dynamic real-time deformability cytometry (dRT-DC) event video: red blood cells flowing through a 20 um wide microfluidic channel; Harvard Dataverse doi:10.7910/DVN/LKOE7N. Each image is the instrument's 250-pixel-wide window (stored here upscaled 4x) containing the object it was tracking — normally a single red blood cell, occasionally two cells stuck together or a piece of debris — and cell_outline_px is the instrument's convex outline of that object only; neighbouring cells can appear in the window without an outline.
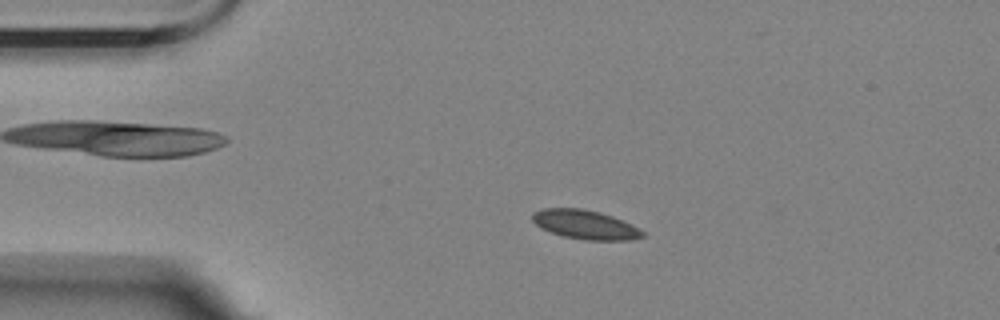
{"species": "Egyptian fruit bat (a non-hibernating species)", "species_latin": "Rousettus aegyptiacus", "temperature_condition": "room temperature", "stored_images_in_passage": 56, "camera_frame_rate_fps": 3000, "um_per_image_px": 0.085, "animal": {"sex": "female"}, "frame": {"image": 1, "passage_image": 11, "time_ms": 3.333, "image_size_px": [1000, 320], "cell_outline_px": [[644, 236], [632, 240], [584, 240], [560, 236], [540, 228], [532, 220], [532, 212], [540, 208], [580, 208], [600, 212], [612, 216], [640, 228], [644, 232]], "centroid_in_image_um": [49.71, 19.09], "position_along_channel_um": 35.3, "area_um2": 18.9}}
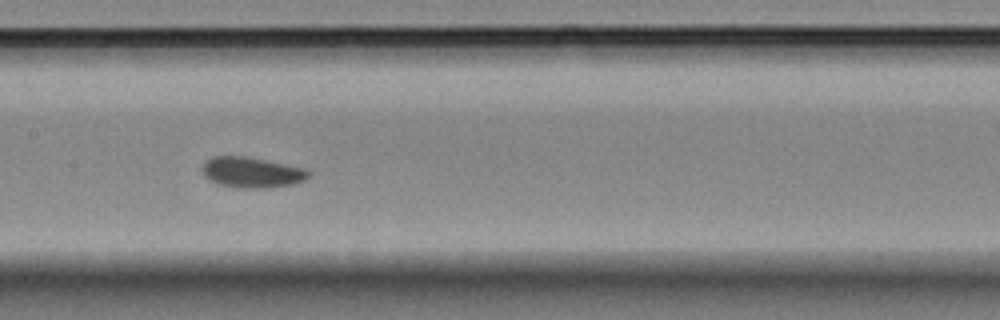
{"frame": {"image": 2, "passage_image": 27, "time_ms": 8.667, "image_size_px": [1000, 320], "cell_outline_px": [[308, 176], [304, 180], [292, 184], [264, 188], [240, 188], [216, 184], [208, 180], [204, 176], [200, 168], [212, 156], [244, 156], [304, 168], [308, 172]], "centroid_in_image_um": [21.32, 14.66], "position_along_channel_um": 186.1, "area_um2": 18.79}}
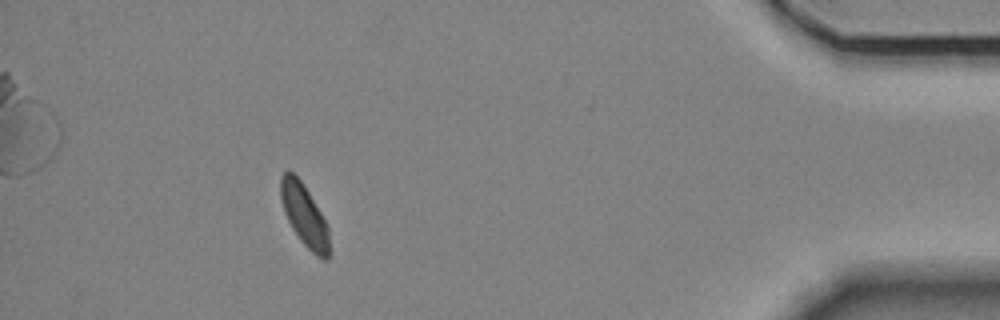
{"frame": {"image": 3, "passage_image": 51, "time_ms": 16.667, "image_size_px": [1000, 320], "cell_outline_px": [[328, 260], [324, 260], [316, 256], [300, 240], [292, 228], [284, 212], [280, 200], [280, 176], [288, 168], [300, 180], [308, 192], [328, 224]], "centroid_in_image_um": [25.84, 18.27], "position_along_channel_um": 409.4, "area_um2": 17.46}}